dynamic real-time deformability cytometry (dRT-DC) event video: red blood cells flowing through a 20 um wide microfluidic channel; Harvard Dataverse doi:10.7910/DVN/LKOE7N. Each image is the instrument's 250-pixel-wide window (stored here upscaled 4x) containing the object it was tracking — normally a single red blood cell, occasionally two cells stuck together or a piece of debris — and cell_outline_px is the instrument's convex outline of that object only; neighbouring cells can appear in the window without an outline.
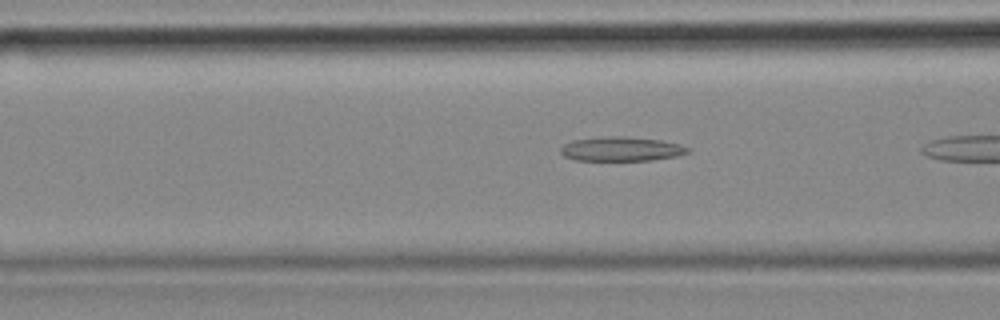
{"species": "common noctule bat (a hibernating species)", "species_latin": "Nyctalus noctula", "temperature_condition": "cold", "stored_images_in_passage": 10, "camera_frame_rate_fps": 3000, "um_per_image_px": 0.085, "animal": {"sex": "female", "body_mass_g": 18.4}, "frame": {"image": 1, "passage_image": 6, "time_ms": 1.667, "image_size_px": [1000, 320], "cell_outline_px": [[692, 152], [680, 156], [652, 160], [572, 160], [564, 156], [560, 152], [560, 148], [564, 144], [572, 140], [600, 136], [624, 136], [660, 140], [680, 144], [688, 148]], "centroid_in_image_um": [52.81, 12.66], "position_along_channel_um": 113.8, "area_um2": 18.26}}